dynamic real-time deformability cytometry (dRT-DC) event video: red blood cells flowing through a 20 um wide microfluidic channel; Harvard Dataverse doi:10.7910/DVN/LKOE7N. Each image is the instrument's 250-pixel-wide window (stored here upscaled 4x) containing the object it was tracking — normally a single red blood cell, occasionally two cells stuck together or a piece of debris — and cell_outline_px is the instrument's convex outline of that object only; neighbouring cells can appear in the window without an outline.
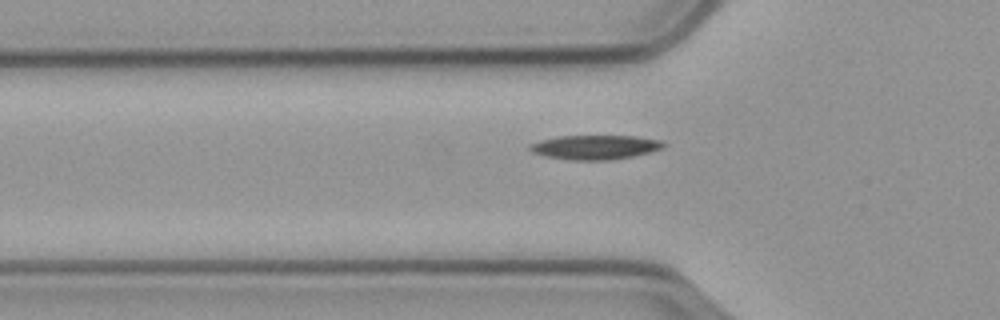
{"species": "common noctule bat (a hibernating species)", "species_latin": "Nyctalus noctula", "temperature_condition": "cold", "stored_images_in_passage": 43, "camera_frame_rate_fps": 3000, "um_per_image_px": 0.085, "animal": {"sex": "male", "body_mass_g": 23.1, "forearm_length_mm": 52.7}, "frame": {"image": 1, "passage_image": 6, "time_ms": 1.667, "image_size_px": [1000, 320], "cell_outline_px": [[668, 144], [664, 148], [632, 156], [608, 160], [572, 160], [548, 156], [532, 152], [528, 148], [528, 144], [540, 140], [556, 136], [636, 136], [664, 140]], "centroid_in_image_um": [50.62, 12.5], "position_along_channel_um": 75.2, "area_um2": 19.02}}
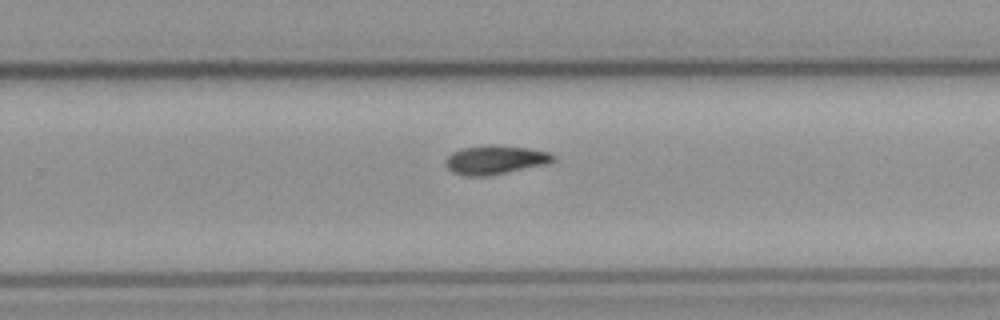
{"frame": {"image": 2, "passage_image": 24, "time_ms": 7.667, "image_size_px": [1000, 320], "cell_outline_px": [[556, 160], [548, 164], [484, 176], [468, 176], [452, 172], [444, 164], [444, 160], [452, 152], [460, 148], [484, 144], [496, 144], [528, 148], [548, 152], [556, 156]], "centroid_in_image_um": [42.08, 13.56], "position_along_channel_um": 287.7, "area_um2": 18.32}}
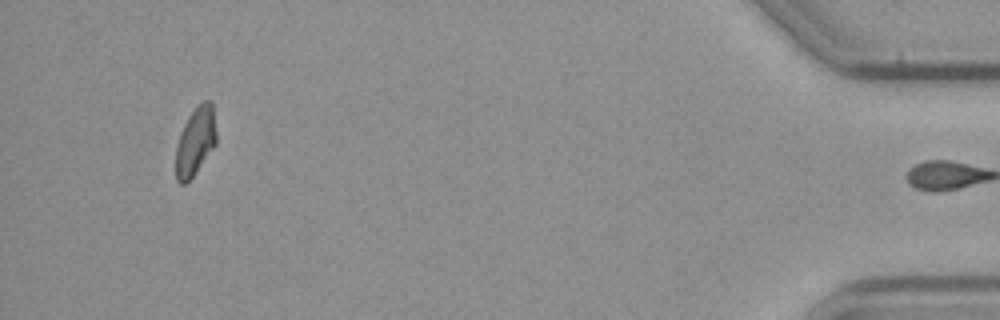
{"frame": {"image": 3, "passage_image": 42, "time_ms": 13.667, "image_size_px": [1000, 320], "cell_outline_px": [[216, 144], [192, 176], [184, 184], [180, 184], [176, 180], [176, 148], [180, 132], [188, 116], [204, 100], [212, 100], [216, 132]], "centroid_in_image_um": [16.61, 11.99], "position_along_channel_um": 418.6, "area_um2": 15.9}, "authors_computed_cell_mechanics": {"area_um2": 17.34, "velocity_mm_per_s": 3.5276, "shape_relaxation_time_tau1_ms": 5.432, "shape_relaxation_time_tau2_ms": null, "deformation_change_tau1": 0.1416, "deformation_change_tau2": null}}